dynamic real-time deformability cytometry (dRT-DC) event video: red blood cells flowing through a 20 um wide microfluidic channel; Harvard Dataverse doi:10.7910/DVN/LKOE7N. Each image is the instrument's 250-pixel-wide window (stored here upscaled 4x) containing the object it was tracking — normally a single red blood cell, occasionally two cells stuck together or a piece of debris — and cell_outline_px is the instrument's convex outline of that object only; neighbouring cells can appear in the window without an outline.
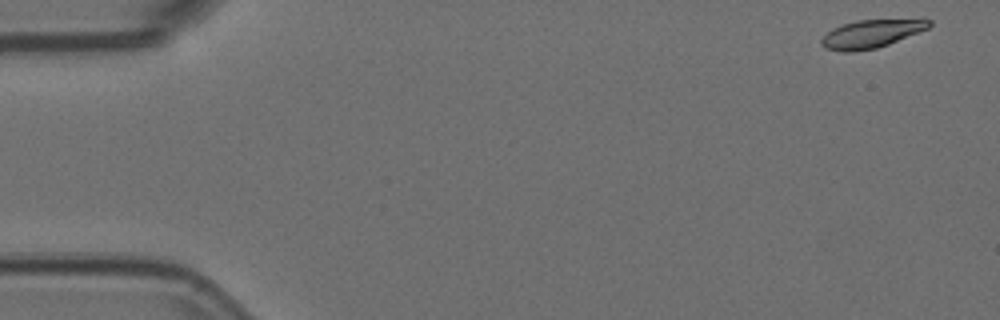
{"species": "Egyptian fruit bat (a non-hibernating species)", "species_latin": "Rousettus aegyptiacus", "temperature_condition": "room temperature", "stored_images_in_passage": 5, "camera_frame_rate_fps": 3000, "um_per_image_px": 0.085, "animal": {"sex": "female"}, "frame": {"image": 1, "passage_image": 1, "time_ms": 0.0, "image_size_px": [1000, 320], "cell_outline_px": [[932, 24], [928, 28], [888, 44], [876, 48], [852, 52], [840, 52], [824, 48], [820, 44], [820, 40], [832, 28], [856, 20], [932, 20]], "centroid_in_image_um": [73.98, 2.89], "position_along_channel_um": 11.0, "area_um2": 17.34}}
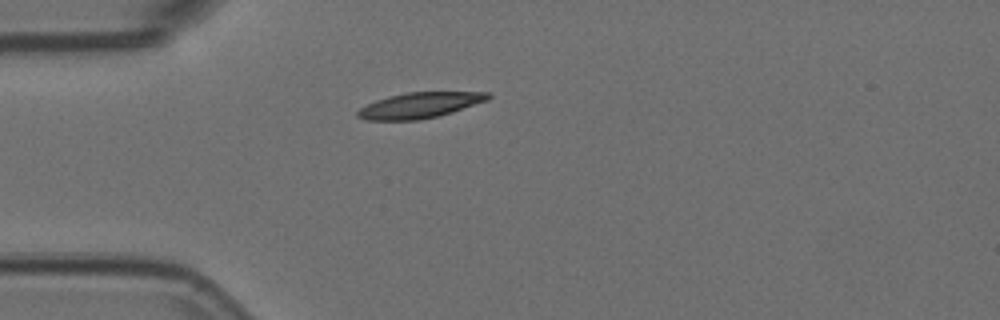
{"frame": {"image": 2, "passage_image": 5, "time_ms": 1.333, "image_size_px": [1000, 320], "cell_outline_px": [[492, 96], [488, 100], [440, 116], [420, 120], [364, 120], [356, 116], [356, 112], [360, 108], [376, 100], [388, 96], [408, 92], [488, 92]], "centroid_in_image_um": [35.67, 8.95], "position_along_channel_um": 49.3, "area_um2": 19.54}}